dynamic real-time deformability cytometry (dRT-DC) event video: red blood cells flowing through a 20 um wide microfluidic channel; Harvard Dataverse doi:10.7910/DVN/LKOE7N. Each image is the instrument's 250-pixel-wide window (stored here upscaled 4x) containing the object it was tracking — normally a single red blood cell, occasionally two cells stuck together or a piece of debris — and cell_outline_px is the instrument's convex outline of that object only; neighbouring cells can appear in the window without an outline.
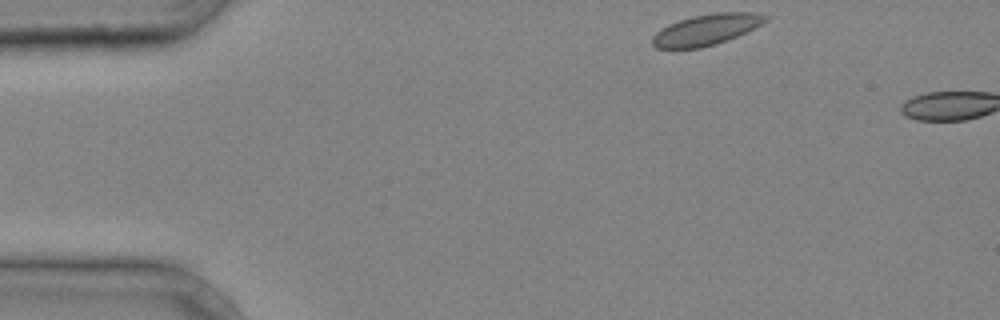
{"species": "common noctule bat (a hibernating species)", "species_latin": "Nyctalus noctula", "temperature_condition": "cold", "stored_images_in_passage": 2, "camera_frame_rate_fps": 3000, "um_per_image_px": 0.085, "animal": {"sex": "male", "body_mass_g": 20.4}, "frame": {"image": 1, "passage_image": 1, "time_ms": 0.0, "image_size_px": [1000, 320], "cell_outline_px": [[772, 16], [760, 24], [728, 40], [716, 44], [700, 48], [656, 48], [652, 44], [652, 36], [656, 32], [668, 24], [692, 16], [716, 12], [760, 12]], "centroid_in_image_um": [60.05, 2.5], "position_along_channel_um": 25.0, "area_um2": 20.35}}